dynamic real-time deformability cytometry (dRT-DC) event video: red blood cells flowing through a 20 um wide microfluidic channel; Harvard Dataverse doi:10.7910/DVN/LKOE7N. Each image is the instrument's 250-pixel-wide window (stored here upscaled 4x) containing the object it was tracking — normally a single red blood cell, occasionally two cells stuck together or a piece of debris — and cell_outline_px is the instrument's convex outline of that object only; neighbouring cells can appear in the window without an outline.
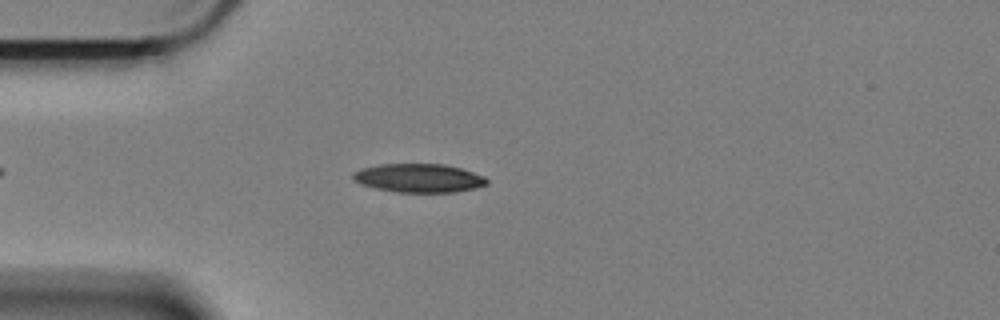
{"species": "Egyptian fruit bat (a non-hibernating species)", "species_latin": "Rousettus aegyptiacus", "temperature_condition": "cold", "stored_images_in_passage": 48, "camera_frame_rate_fps": 3000, "um_per_image_px": 0.085, "animal": {"sex": "female"}, "frame": {"image": 1, "passage_image": 9, "time_ms": 2.667, "image_size_px": [1000, 320], "cell_outline_px": [[488, 184], [472, 188], [452, 192], [396, 192], [376, 188], [360, 184], [352, 176], [352, 172], [360, 168], [380, 164], [444, 164], [460, 168], [484, 176], [488, 180]], "centroid_in_image_um": [35.57, 15.13], "position_along_channel_um": 49.4, "area_um2": 22.2}}
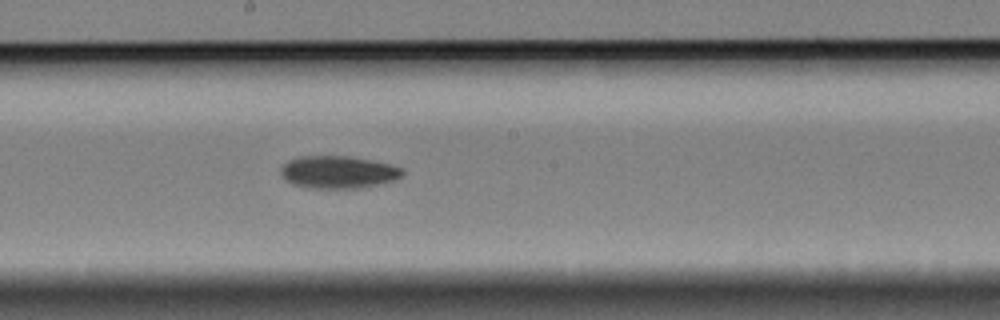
{"frame": {"image": 2, "passage_image": 25, "time_ms": 8.0, "image_size_px": [1000, 320], "cell_outline_px": [[404, 172], [396, 180], [364, 188], [308, 188], [292, 184], [284, 180], [280, 172], [280, 168], [288, 160], [300, 156], [352, 156], [392, 164], [404, 168]], "centroid_in_image_um": [28.76, 14.63], "position_along_channel_um": 219.4, "area_um2": 23.47}}
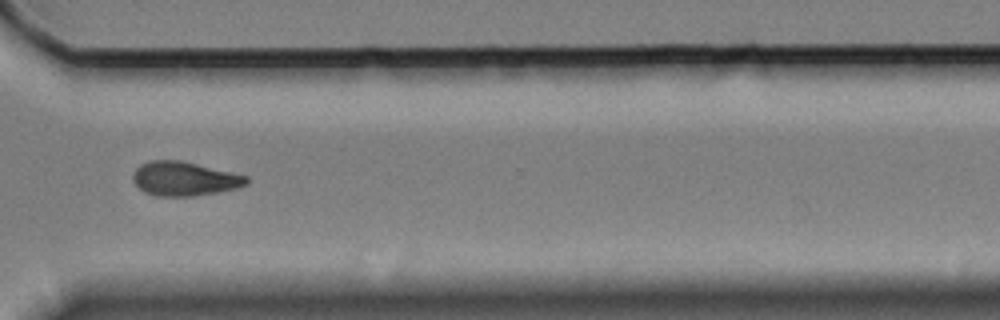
{"frame": {"image": 3, "passage_image": 37, "time_ms": 12.0, "image_size_px": [1000, 320], "cell_outline_px": [[248, 184], [236, 188], [216, 192], [192, 196], [156, 196], [144, 192], [132, 180], [132, 176], [136, 168], [140, 164], [148, 160], [180, 160], [248, 176]], "centroid_in_image_um": [15.64, 15.19], "position_along_channel_um": 355.0, "area_um2": 22.48}, "authors_computed_cell_mechanics": {"area_um2": 22.4842, "velocity_mm_per_s": 3.386, "shape_relaxation_time_tau1_ms": 5.743, "shape_relaxation_time_tau2_ms": null, "deformation_change_tau1": 0.1366, "deformation_change_tau2": null}}